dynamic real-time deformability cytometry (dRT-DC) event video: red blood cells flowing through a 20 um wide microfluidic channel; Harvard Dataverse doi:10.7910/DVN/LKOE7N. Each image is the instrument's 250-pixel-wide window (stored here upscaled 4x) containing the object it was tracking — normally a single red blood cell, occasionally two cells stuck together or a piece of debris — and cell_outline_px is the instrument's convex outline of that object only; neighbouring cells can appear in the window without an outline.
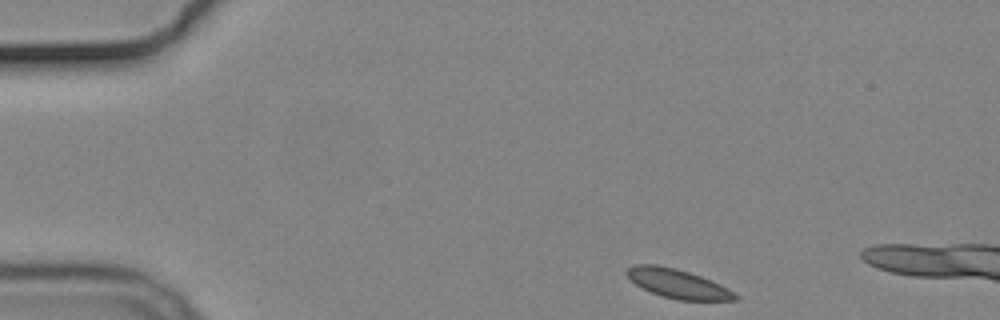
{"species": "common noctule bat (a hibernating species)", "species_latin": "Nyctalus noctula", "temperature_condition": "cold", "stored_images_in_passage": 7, "camera_frame_rate_fps": 3000, "um_per_image_px": 0.085, "animal": {"sex": "male", "body_mass_g": 19.2, "forearm_length_mm": 51.8}, "frame": {"image": 1, "passage_image": 1, "time_ms": 0.0, "image_size_px": [1000, 320], "cell_outline_px": [[740, 296], [736, 300], [676, 300], [652, 292], [636, 284], [624, 272], [628, 268], [636, 264], [656, 264], [676, 268], [712, 280], [736, 292]], "centroid_in_image_um": [57.65, 24.11], "position_along_channel_um": 27.3, "area_um2": 18.26}}